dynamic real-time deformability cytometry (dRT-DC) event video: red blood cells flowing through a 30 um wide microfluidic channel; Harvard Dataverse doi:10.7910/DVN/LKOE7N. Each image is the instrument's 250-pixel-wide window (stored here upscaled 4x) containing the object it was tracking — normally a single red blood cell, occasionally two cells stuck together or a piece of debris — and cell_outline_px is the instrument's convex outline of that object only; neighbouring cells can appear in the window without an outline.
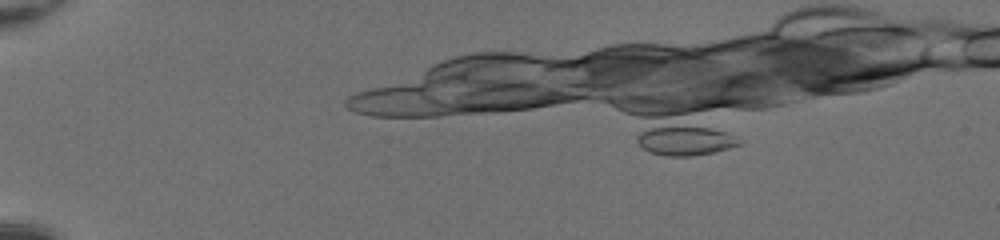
{"species": "common noctule bat (a hibernating species)", "species_latin": "Nyctalus noctula", "temperature_condition": "room temperature", "stored_images_in_passage": 20, "camera_frame_rate_fps": 3000, "um_per_image_px": 0.085, "animal": {"sex": "female", "body_mass_g": 20.0, "forearm_length_mm": 54.0}, "frame": {"image": 1, "passage_image": 4, "time_ms": 1.0, "image_size_px": [1000, 240], "cell_outline_px": [[580, 96], [544, 104], [520, 108], [460, 108], [504, 84], [520, 84]], "centroid_in_image_um": [43.98, 8.28], "position_along_channel_um": 41.0, "area_um2": 11.96}}